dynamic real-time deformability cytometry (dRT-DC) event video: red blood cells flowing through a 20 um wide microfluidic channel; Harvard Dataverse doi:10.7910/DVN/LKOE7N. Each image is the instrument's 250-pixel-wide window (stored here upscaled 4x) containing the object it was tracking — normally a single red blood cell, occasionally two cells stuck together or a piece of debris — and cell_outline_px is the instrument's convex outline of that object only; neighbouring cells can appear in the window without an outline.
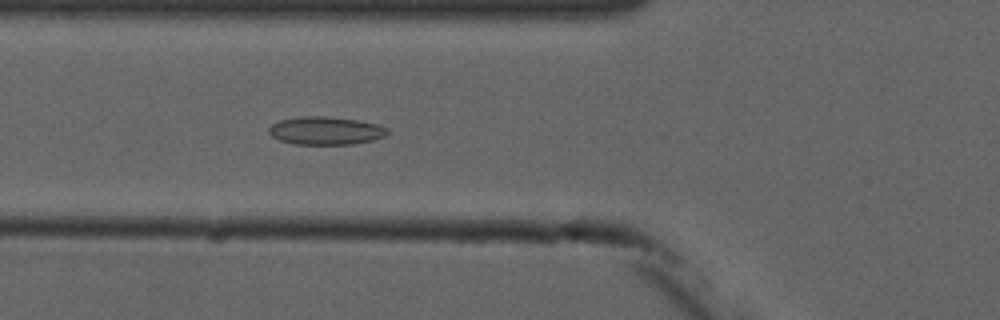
{"species": "common noctule bat (a hibernating species)", "species_latin": "Nyctalus noctula", "temperature_condition": "cold", "stored_images_in_passage": 6, "camera_frame_rate_fps": 3000, "um_per_image_px": 0.085, "animal": {"sex": "male", "forearm_length_mm": 52.5}, "frame": {"image": 1, "passage_image": 6, "time_ms": 5.667, "image_size_px": [1000, 320], "cell_outline_px": [[388, 132], [384, 136], [372, 140], [352, 144], [292, 144], [280, 140], [272, 136], [268, 132], [268, 128], [272, 124], [280, 120], [300, 116], [324, 116], [360, 120], [380, 124], [388, 128]], "centroid_in_image_um": [27.68, 11.1], "position_along_channel_um": 98.1, "area_um2": 19.48}}